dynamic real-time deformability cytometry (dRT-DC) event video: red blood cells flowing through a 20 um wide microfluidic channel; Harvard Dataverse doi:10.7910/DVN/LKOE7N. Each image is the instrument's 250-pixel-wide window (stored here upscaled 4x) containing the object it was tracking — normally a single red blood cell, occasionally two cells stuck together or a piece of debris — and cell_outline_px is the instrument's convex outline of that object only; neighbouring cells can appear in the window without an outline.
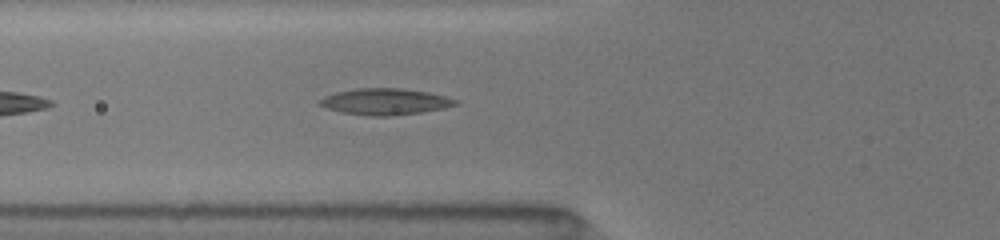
{"species": "common noctule bat (a hibernating species)", "species_latin": "Nyctalus noctula", "temperature_condition": "room temperature", "stored_images_in_passage": 16, "camera_frame_rate_fps": 3000, "um_per_image_px": 0.085, "animal": {"sex": "female", "body_mass_g": 19.5, "forearm_length_mm": 54.1}, "frame": {"image": 1, "passage_image": 5, "time_ms": 1.667, "image_size_px": [1000, 240], "cell_outline_px": [[460, 104], [444, 108], [420, 112], [388, 116], [368, 116], [340, 112], [328, 108], [320, 104], [320, 100], [324, 96], [336, 92], [356, 88], [404, 88], [428, 92], [444, 96], [456, 100]], "centroid_in_image_um": [32.74, 8.63], "position_along_channel_um": 93.1, "area_um2": 20.75}}